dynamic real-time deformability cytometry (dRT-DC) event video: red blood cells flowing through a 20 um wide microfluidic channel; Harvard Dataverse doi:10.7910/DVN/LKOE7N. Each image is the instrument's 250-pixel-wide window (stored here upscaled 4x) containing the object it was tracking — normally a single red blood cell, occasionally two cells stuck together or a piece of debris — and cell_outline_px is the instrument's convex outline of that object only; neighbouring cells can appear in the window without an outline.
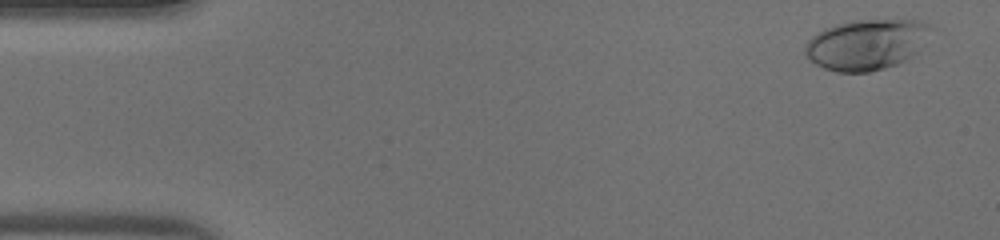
{"species": "human", "species_latin": "Homo sapiens", "temperature_condition": "warm", "stored_images_in_passage": 43, "camera_frame_rate_fps": 3000, "um_per_image_px": 0.085, "donor": {"sex": "male"}, "frame": {"image": 1, "passage_image": 3, "time_ms": 0.667, "image_size_px": [1000, 240], "cell_outline_px": [[928, 24], [920, 48], [912, 56], [896, 64], [884, 68], [868, 72], [836, 72], [824, 68], [808, 60], [804, 52], [804, 44], [812, 36], [824, 28], [836, 24], [852, 20], [920, 20]], "centroid_in_image_um": [73.54, 3.79], "position_along_channel_um": 11.5, "area_um2": 36.59}}
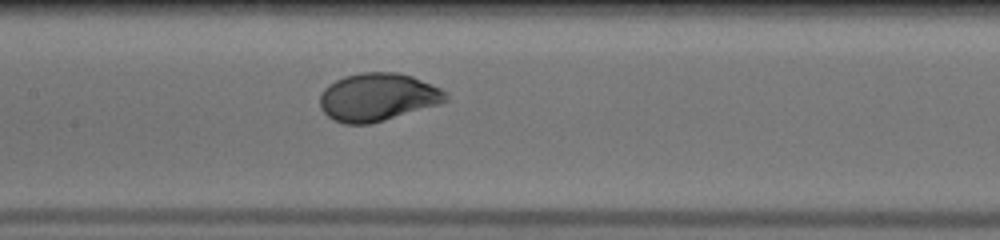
{"frame": {"image": 2, "passage_image": 23, "time_ms": 7.333, "image_size_px": [1000, 240], "cell_outline_px": [[448, 100], [440, 104], [372, 124], [344, 124], [332, 120], [320, 108], [320, 96], [324, 88], [328, 84], [344, 76], [360, 72], [396, 72], [412, 76], [440, 88], [448, 92]], "centroid_in_image_um": [32.1, 8.26], "position_along_channel_um": 175.3, "area_um2": 35.43}}
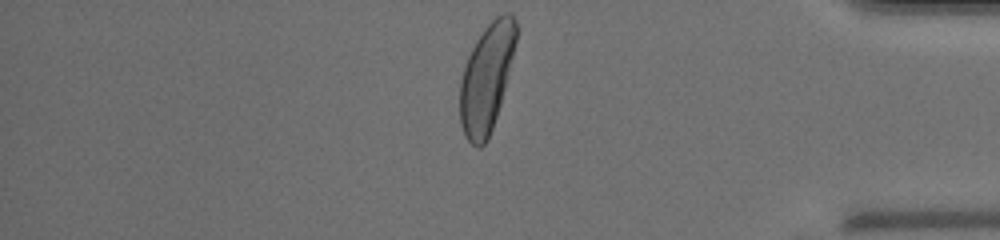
{"frame": {"image": 3, "passage_image": 40, "time_ms": 13.0, "image_size_px": [1000, 240], "cell_outline_px": [[516, 40], [500, 104], [492, 128], [484, 144], [480, 148], [476, 148], [464, 136], [460, 124], [460, 80], [464, 64], [476, 40], [484, 28], [496, 16], [504, 12], [512, 12], [516, 20]], "centroid_in_image_um": [41.33, 6.61], "position_along_channel_um": 393.9, "area_um2": 35.03}}